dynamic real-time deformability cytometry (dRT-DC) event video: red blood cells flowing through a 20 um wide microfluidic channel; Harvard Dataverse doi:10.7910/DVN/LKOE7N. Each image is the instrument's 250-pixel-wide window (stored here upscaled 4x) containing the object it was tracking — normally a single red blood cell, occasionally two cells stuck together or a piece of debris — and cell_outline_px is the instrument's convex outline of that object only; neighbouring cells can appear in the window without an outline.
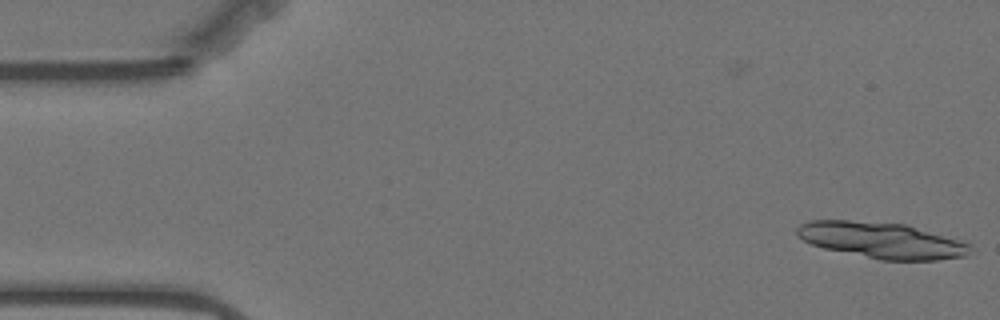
{"species": "Egyptian fruit bat (a non-hibernating species)", "species_latin": "Rousettus aegyptiacus", "temperature_condition": "warm", "stored_images_in_passage": 8, "camera_frame_rate_fps": 3000, "um_per_image_px": 0.085, "animal": {"sex": "female"}, "frame": {"image": 1, "passage_image": 8, "time_ms": 2.333, "image_size_px": [1000, 320], "cell_outline_px": [[968, 252], [964, 256], [936, 260], [880, 260], [824, 248], [812, 244], [796, 236], [796, 228], [800, 224], [808, 220], [848, 220], [904, 224], [956, 240], [968, 244]], "centroid_in_image_um": [74.82, 20.42], "position_along_channel_um": 10.2, "area_um2": 35.66}}